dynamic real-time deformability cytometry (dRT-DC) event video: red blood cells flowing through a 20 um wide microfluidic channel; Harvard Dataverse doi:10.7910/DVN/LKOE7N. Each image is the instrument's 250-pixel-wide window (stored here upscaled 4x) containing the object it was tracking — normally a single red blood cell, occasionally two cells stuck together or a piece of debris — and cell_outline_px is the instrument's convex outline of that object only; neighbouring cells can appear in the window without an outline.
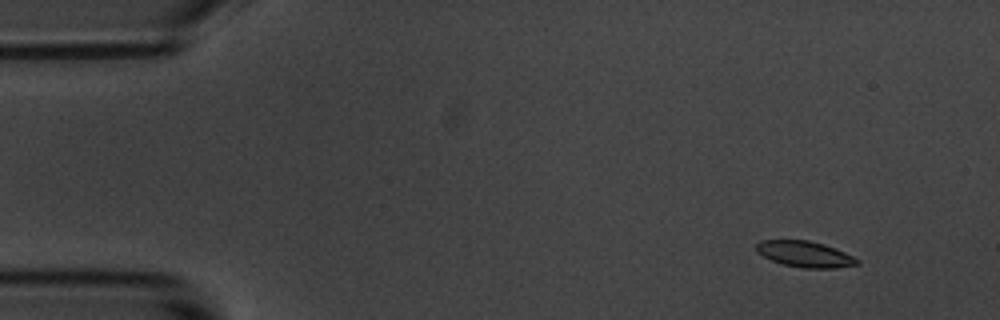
{"species": "common noctule bat (a hibernating species)", "species_latin": "Nyctalus noctula", "temperature_condition": "room temperature", "stored_images_in_passage": 5, "camera_frame_rate_fps": 3000, "um_per_image_px": 0.085, "animal": {"sex": "male", "body_mass_g": 20.1, "forearm_length_mm": 53.5}, "frame": {"image": 1, "passage_image": 1, "time_ms": 0.0, "image_size_px": [1000, 320], "cell_outline_px": [[860, 264], [836, 268], [804, 268], [784, 264], [772, 260], [756, 252], [756, 244], [760, 240], [808, 240], [824, 244], [836, 248], [860, 260]], "centroid_in_image_um": [68.43, 21.59], "position_along_channel_um": 16.6, "area_um2": 15.26}}
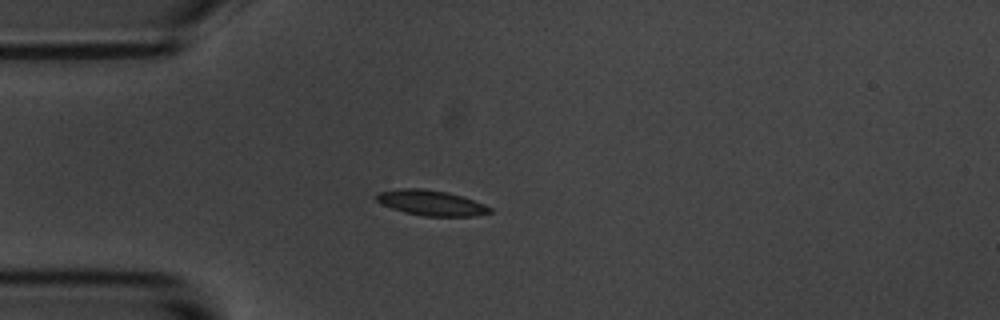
{"frame": {"image": 2, "passage_image": 4, "time_ms": 3.333, "image_size_px": [1000, 320], "cell_outline_px": [[492, 212], [476, 216], [424, 216], [404, 212], [392, 208], [376, 200], [372, 196], [380, 192], [404, 188], [420, 188], [448, 192], [484, 204], [492, 208]], "centroid_in_image_um": [36.65, 17.25], "position_along_channel_um": 48.4, "area_um2": 16.59}}